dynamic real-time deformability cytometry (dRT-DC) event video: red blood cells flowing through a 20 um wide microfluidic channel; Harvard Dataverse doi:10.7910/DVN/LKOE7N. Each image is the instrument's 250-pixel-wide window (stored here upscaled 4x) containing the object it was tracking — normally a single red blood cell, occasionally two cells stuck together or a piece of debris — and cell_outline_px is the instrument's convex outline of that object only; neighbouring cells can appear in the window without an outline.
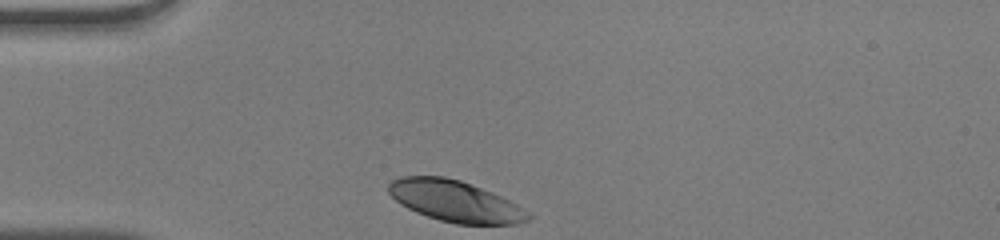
{"species": "human", "species_latin": "Homo sapiens", "temperature_condition": "warm", "stored_images_in_passage": 28, "camera_frame_rate_fps": 3000, "um_per_image_px": 0.085, "donor": {"sex": "male"}, "frame": {"image": 1, "passage_image": 1, "time_ms": 0.0, "image_size_px": [1000, 240], "cell_outline_px": [[532, 216], [528, 220], [516, 224], [456, 224], [440, 220], [416, 212], [400, 204], [388, 192], [388, 184], [392, 180], [400, 176], [444, 176], [460, 180], [492, 192], [516, 204], [528, 212]], "centroid_in_image_um": [38.67, 17.09], "position_along_channel_um": 46.3, "area_um2": 33.35}}
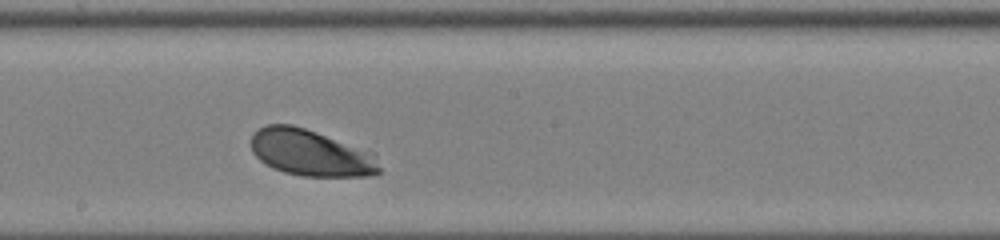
{"frame": {"image": 2, "passage_image": 16, "time_ms": 5.0, "image_size_px": [1000, 240], "cell_outline_px": [[380, 172], [368, 176], [300, 176], [284, 172], [272, 168], [264, 164], [252, 152], [252, 132], [268, 124], [292, 124], [376, 152], [380, 168]], "centroid_in_image_um": [26.44, 12.99], "position_along_channel_um": 221.8, "area_um2": 35.03}}
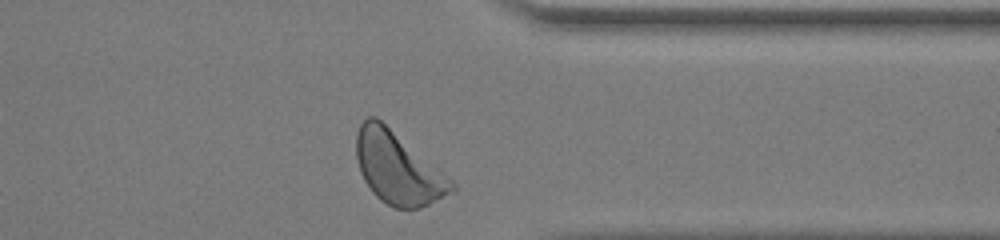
{"frame": {"image": 3, "passage_image": 28, "time_ms": 9.0, "image_size_px": [1000, 240], "cell_outline_px": [[456, 192], [420, 208], [396, 208], [380, 200], [372, 192], [364, 180], [360, 172], [356, 156], [356, 132], [360, 124], [368, 116], [376, 116], [448, 176], [456, 184]], "centroid_in_image_um": [33.82, 14.3], "position_along_channel_um": 377.6, "area_um2": 39.88}, "authors_computed_cell_mechanics": {"area_um2": 34.7956, "velocity_mm_per_s": 4.001, "shape_relaxation_time_tau1_ms": 0.6639, "shape_relaxation_time_tau2_ms": null, "deformation_change_tau1": 0.0998, "deformation_change_tau2": null}}